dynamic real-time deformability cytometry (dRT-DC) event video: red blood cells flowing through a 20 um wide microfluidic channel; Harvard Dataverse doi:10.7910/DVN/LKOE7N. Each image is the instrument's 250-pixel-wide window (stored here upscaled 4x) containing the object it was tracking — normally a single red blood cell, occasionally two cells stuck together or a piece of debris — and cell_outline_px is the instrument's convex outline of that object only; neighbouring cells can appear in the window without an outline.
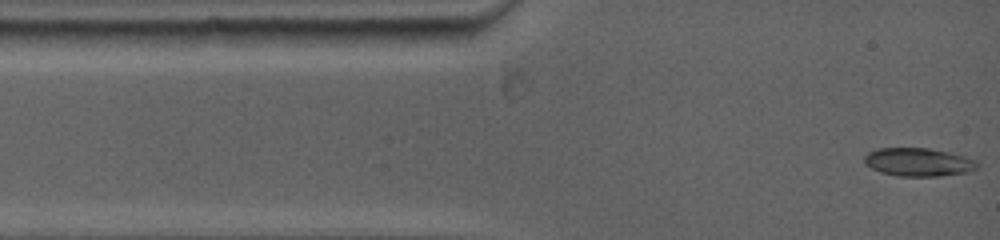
{"species": "common noctule bat (a hibernating species)", "species_latin": "Nyctalus noctula", "temperature_condition": "warm", "stored_images_in_passage": 38, "camera_frame_rate_fps": 5000, "um_per_image_px": 0.085, "animal": {"sex": "female", "body_mass_g": 19.0, "forearm_length_mm": 53.3}, "frame": {"image": 1, "passage_image": 1, "time_ms": 0.0, "image_size_px": [1000, 240], "cell_outline_px": [[976, 168], [964, 172], [936, 176], [896, 176], [880, 172], [864, 164], [864, 156], [868, 152], [880, 148], [928, 148], [964, 156], [976, 160]], "centroid_in_image_um": [77.99, 13.77], "position_along_channel_um": 7.0, "area_um2": 18.32}}
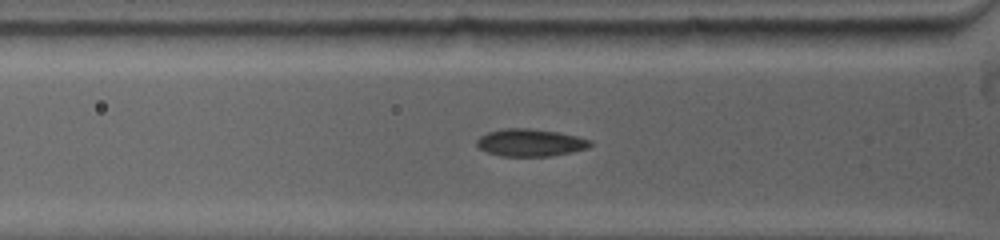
{"frame": {"image": 2, "passage_image": 22, "time_ms": 3.0, "image_size_px": [1000, 240], "cell_outline_px": [[592, 144], [588, 148], [572, 152], [552, 156], [500, 156], [488, 152], [480, 148], [476, 144], [476, 140], [480, 136], [488, 132], [504, 128], [528, 128], [560, 132], [592, 140]], "centroid_in_image_um": [45.09, 12.12], "position_along_channel_um": 80.7, "area_um2": 18.21}}
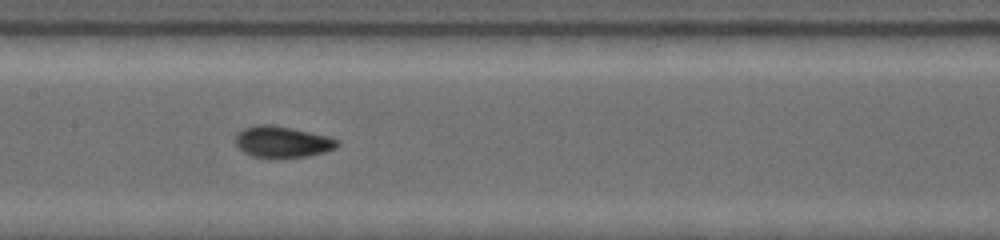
{"frame": {"image": 3, "passage_image": 37, "time_ms": 5.6, "image_size_px": [1000, 240], "cell_outline_px": [[340, 144], [336, 148], [324, 152], [308, 156], [272, 160], [252, 156], [244, 152], [236, 144], [236, 136], [244, 128], [256, 124], [272, 124], [292, 128], [328, 136], [340, 140]], "centroid_in_image_um": [24.02, 12.08], "position_along_channel_um": 183.4, "area_um2": 19.02}}